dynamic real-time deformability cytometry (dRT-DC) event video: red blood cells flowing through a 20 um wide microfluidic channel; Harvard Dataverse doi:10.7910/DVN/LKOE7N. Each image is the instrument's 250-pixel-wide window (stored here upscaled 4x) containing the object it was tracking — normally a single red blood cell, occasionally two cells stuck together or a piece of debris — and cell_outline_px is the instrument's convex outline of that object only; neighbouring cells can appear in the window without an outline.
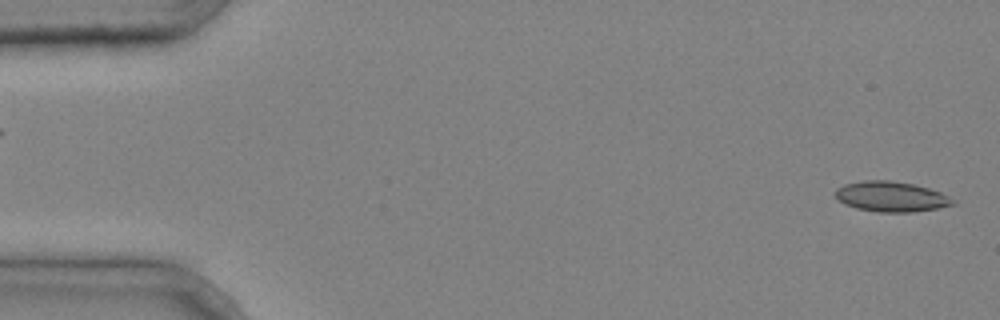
{"species": "common noctule bat (a hibernating species)", "species_latin": "Nyctalus noctula", "temperature_condition": "cold", "stored_images_in_passage": 4, "segment_of_instrument_passage": [2, 2], "camera_frame_rate_fps": 3000, "um_per_image_px": 0.085, "animal": {"sex": "male", "body_mass_g": 20.4}, "frame": {"image": 1, "passage_image": 4, "time_ms": 1.0, "image_size_px": [1000, 320], "cell_outline_px": [[956, 204], [936, 208], [912, 212], [876, 212], [856, 208], [844, 204], [836, 196], [836, 188], [844, 184], [864, 180], [888, 180], [912, 184], [928, 188], [940, 192], [956, 200]], "centroid_in_image_um": [75.75, 16.71], "position_along_channel_um": 9.3, "area_um2": 20.63}}